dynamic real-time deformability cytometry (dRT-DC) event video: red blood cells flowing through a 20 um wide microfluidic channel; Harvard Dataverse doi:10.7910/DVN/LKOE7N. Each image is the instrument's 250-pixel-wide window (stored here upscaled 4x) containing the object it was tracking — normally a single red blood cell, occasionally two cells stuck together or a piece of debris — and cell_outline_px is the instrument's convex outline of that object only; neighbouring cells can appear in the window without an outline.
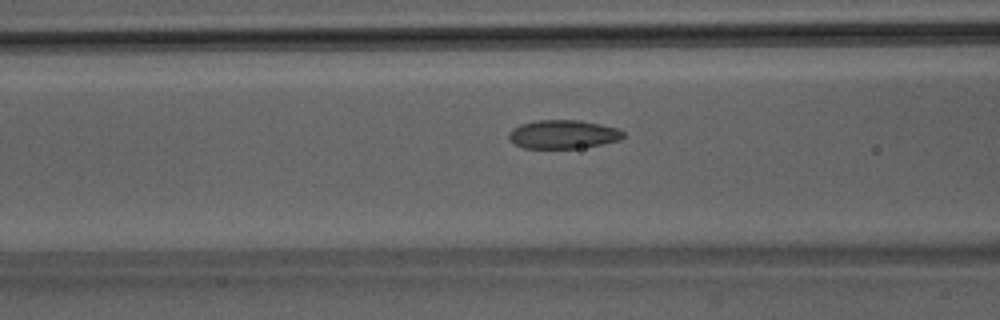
{"species": "Egyptian fruit bat (a non-hibernating species)", "species_latin": "Rousettus aegyptiacus", "temperature_condition": "room temperature", "stored_images_in_passage": 51, "camera_frame_rate_fps": 3000, "um_per_image_px": 0.085, "animal": {"sex": "male"}, "frame": {"image": 1, "passage_image": 21, "time_ms": 6.667, "image_size_px": [1000, 320], "cell_outline_px": [[624, 136], [620, 140], [580, 148], [524, 148], [516, 144], [508, 136], [508, 132], [512, 128], [520, 124], [536, 120], [580, 120], [600, 124], [616, 128], [624, 132]], "centroid_in_image_um": [47.85, 11.41], "position_along_channel_um": 118.8, "area_um2": 19.02}}
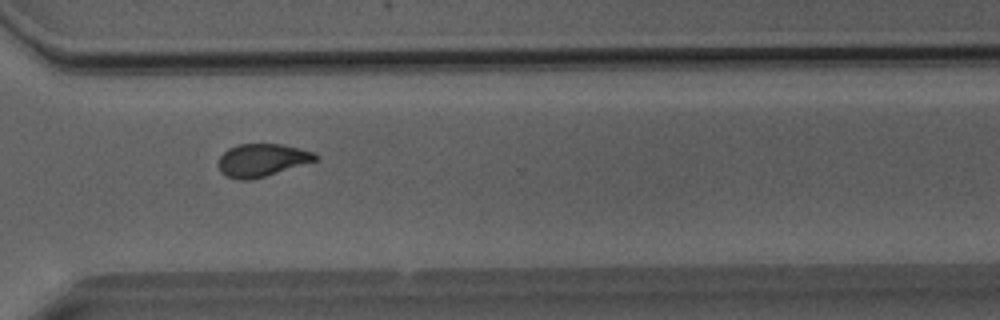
{"frame": {"image": 2, "passage_image": 38, "time_ms": 12.333, "image_size_px": [1000, 320], "cell_outline_px": [[320, 156], [316, 160], [264, 176], [248, 180], [236, 180], [224, 176], [220, 172], [220, 156], [228, 148], [240, 144], [284, 144], [316, 152]], "centroid_in_image_um": [22.27, 13.6], "position_along_channel_um": 348.3, "area_um2": 18.44}}
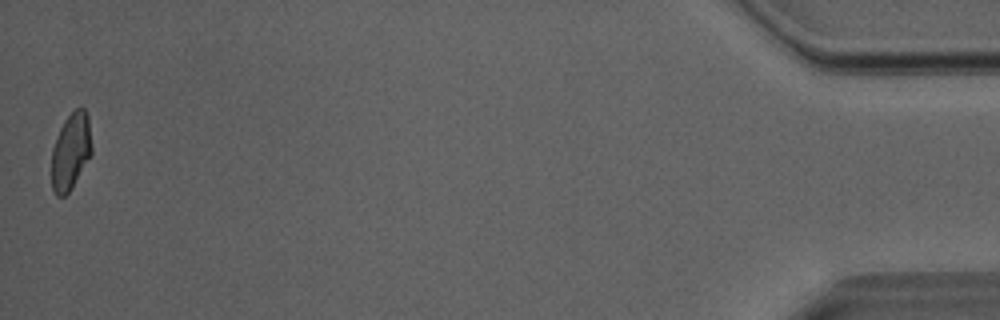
{"frame": {"image": 3, "passage_image": 51, "time_ms": 16.667, "image_size_px": [1000, 320], "cell_outline_px": [[92, 152], [72, 188], [64, 196], [56, 196], [52, 188], [52, 148], [60, 128], [64, 120], [76, 108], [84, 108], [88, 116], [92, 148]], "centroid_in_image_um": [6.01, 12.87], "position_along_channel_um": 429.2, "area_um2": 17.8}, "authors_computed_cell_mechanics": {"area_um2": 19.1896, "velocity_mm_per_s": 4.0581, "shape_relaxation_time_tau1_ms": null, "shape_relaxation_time_tau2_ms": 2.2269, "deformation_change_tau1": null, "deformation_change_tau2": 0.0785}}